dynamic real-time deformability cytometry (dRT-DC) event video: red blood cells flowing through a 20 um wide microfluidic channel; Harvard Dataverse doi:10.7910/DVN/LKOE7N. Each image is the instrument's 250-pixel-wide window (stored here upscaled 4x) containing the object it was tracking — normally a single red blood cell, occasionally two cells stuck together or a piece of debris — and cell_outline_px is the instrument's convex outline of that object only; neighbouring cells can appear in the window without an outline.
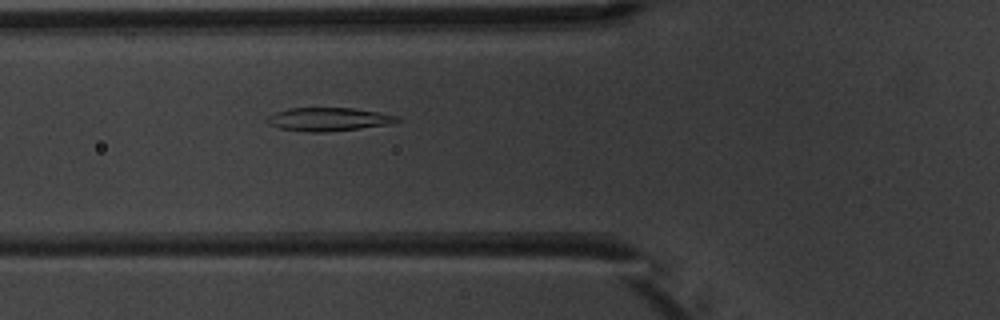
{"species": "common noctule bat (a hibernating species)", "species_latin": "Nyctalus noctula", "temperature_condition": "warm", "stored_images_in_passage": 6, "camera_frame_rate_fps": 3000, "um_per_image_px": 0.085, "animal": {"sex": "male", "body_mass_g": 20.1, "forearm_length_mm": 53.5}, "frame": {"image": 1, "passage_image": 6, "time_ms": 5.667, "image_size_px": [1000, 320], "cell_outline_px": [[400, 120], [392, 124], [360, 128], [324, 132], [304, 132], [280, 128], [272, 124], [268, 120], [268, 116], [276, 112], [288, 108], [352, 108], [400, 116]], "centroid_in_image_um": [27.96, 10.14], "position_along_channel_um": 97.8, "area_um2": 17.51}}